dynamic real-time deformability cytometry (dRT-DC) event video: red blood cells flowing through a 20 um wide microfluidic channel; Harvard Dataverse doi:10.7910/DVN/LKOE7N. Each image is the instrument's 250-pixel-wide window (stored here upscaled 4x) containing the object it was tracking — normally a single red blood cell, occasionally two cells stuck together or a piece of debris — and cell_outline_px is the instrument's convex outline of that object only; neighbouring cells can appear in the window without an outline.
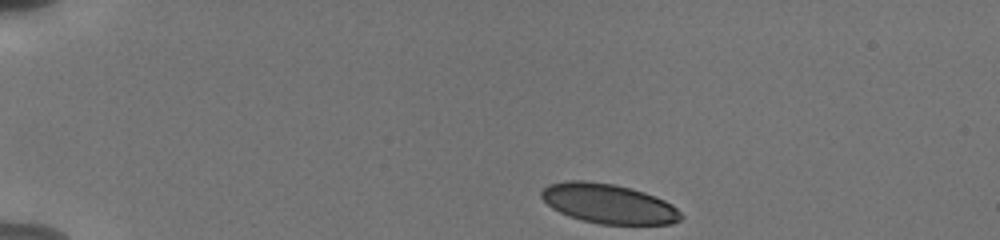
{"species": "human", "species_latin": "Homo sapiens", "temperature_condition": "cold", "stored_images_in_passage": 45, "camera_frame_rate_fps": 3000, "um_per_image_px": 0.085, "donor": {"sex": "male"}, "frame": {"image": 1, "passage_image": 1, "time_ms": 0.0, "image_size_px": [1000, 240], "cell_outline_px": [[684, 216], [680, 220], [672, 224], [600, 224], [580, 220], [568, 216], [552, 208], [540, 196], [540, 192], [548, 184], [564, 180], [584, 180], [616, 184], [632, 188], [644, 192], [664, 200], [672, 204]], "centroid_in_image_um": [51.71, 17.3], "position_along_channel_um": 33.3, "area_um2": 32.48}}
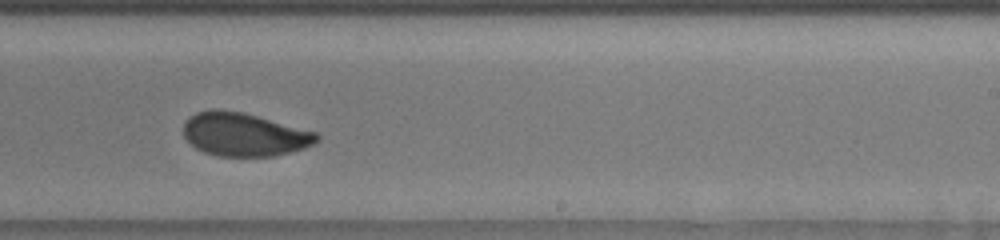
{"frame": {"image": 2, "passage_image": 26, "time_ms": 8.333, "image_size_px": [1000, 240], "cell_outline_px": [[320, 140], [316, 144], [304, 148], [272, 156], [216, 156], [204, 152], [196, 148], [184, 136], [184, 120], [188, 116], [196, 112], [212, 108], [220, 108], [244, 112], [316, 132], [320, 136]], "centroid_in_image_um": [20.74, 11.41], "position_along_channel_um": 268.3, "area_um2": 33.99}}
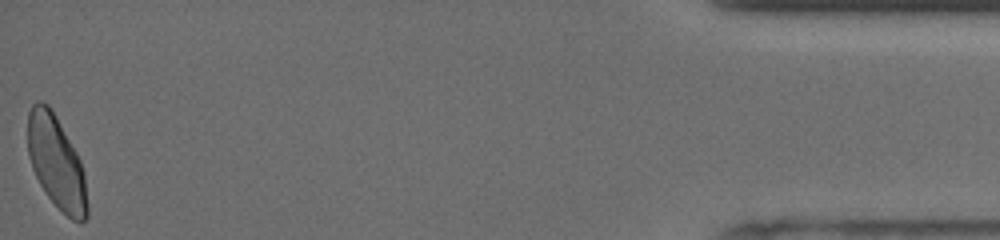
{"frame": {"image": 3, "passage_image": 45, "time_ms": 14.667, "image_size_px": [1000, 240], "cell_outline_px": [[88, 216], [80, 224], [72, 220], [48, 196], [40, 184], [32, 168], [28, 156], [28, 112], [32, 104], [36, 100], [40, 100], [48, 104], [52, 108], [76, 152], [80, 160], [84, 172], [88, 204]], "centroid_in_image_um": [4.8, 13.78], "position_along_channel_um": 430.4, "area_um2": 32.25}, "authors_computed_cell_mechanics": {"area_um2": 33.7552, "velocity_mm_per_s": 3.7843, "shape_relaxation_time_tau1_ms": 5.4834, "shape_relaxation_time_tau2_ms": 0.7823, "deformation_change_tau1": 0.1182, "deformation_change_tau2": 0.0503}}